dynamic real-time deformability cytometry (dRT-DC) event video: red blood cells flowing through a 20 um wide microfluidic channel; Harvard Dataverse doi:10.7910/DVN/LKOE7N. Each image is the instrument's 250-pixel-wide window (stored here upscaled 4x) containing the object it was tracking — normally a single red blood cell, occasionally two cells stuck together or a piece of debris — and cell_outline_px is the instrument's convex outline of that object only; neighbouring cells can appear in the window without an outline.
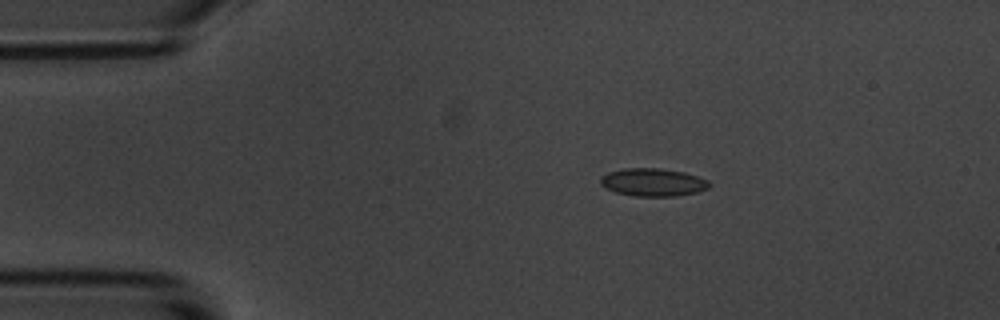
{"species": "common noctule bat (a hibernating species)", "species_latin": "Nyctalus noctula", "temperature_condition": "room temperature", "stored_images_in_passage": 10, "camera_frame_rate_fps": 3000, "um_per_image_px": 0.085, "animal": {"sex": "male", "body_mass_g": 20.1, "forearm_length_mm": 53.5}, "frame": {"image": 1, "passage_image": 2, "time_ms": 1.0, "image_size_px": [1000, 320], "cell_outline_px": [[712, 184], [708, 188], [696, 192], [676, 196], [636, 196], [616, 192], [604, 188], [600, 184], [600, 176], [608, 172], [624, 168], [660, 168], [684, 172], [708, 180]], "centroid_in_image_um": [55.48, 15.49], "position_along_channel_um": 29.5, "area_um2": 17.74}}
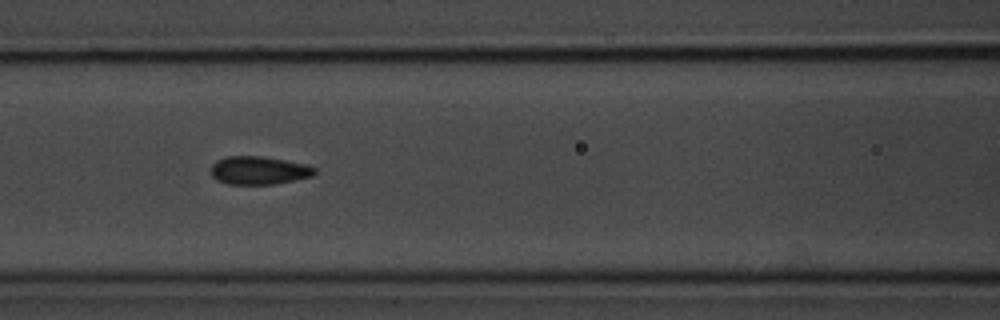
{"frame": {"image": 2, "passage_image": 6, "time_ms": 5.667, "image_size_px": [1000, 320], "cell_outline_px": [[316, 172], [312, 176], [296, 180], [276, 184], [228, 184], [216, 180], [212, 176], [212, 164], [216, 160], [228, 156], [260, 156], [284, 160], [304, 164], [316, 168]], "centroid_in_image_um": [22.0, 14.49], "position_along_channel_um": 144.6, "area_um2": 16.99}}
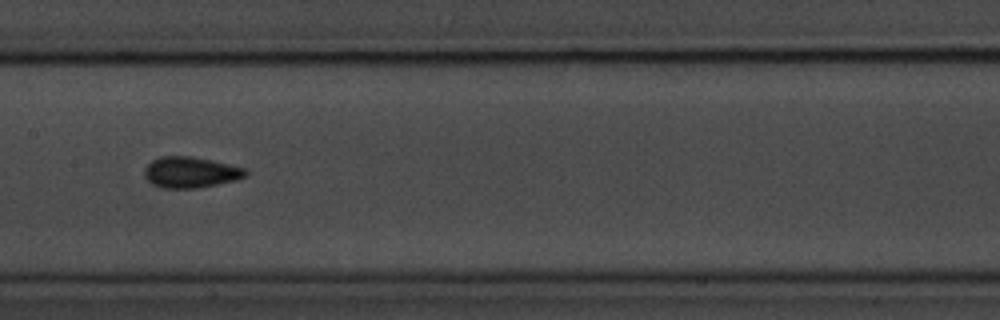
{"frame": {"image": 3, "passage_image": 7, "time_ms": 7.0, "image_size_px": [1000, 320], "cell_outline_px": [[248, 172], [244, 176], [236, 180], [196, 188], [164, 188], [152, 184], [144, 176], [144, 168], [152, 160], [160, 156], [192, 156], [212, 160], [244, 168]], "centroid_in_image_um": [16.16, 14.64], "position_along_channel_um": 191.2, "area_um2": 18.15}}